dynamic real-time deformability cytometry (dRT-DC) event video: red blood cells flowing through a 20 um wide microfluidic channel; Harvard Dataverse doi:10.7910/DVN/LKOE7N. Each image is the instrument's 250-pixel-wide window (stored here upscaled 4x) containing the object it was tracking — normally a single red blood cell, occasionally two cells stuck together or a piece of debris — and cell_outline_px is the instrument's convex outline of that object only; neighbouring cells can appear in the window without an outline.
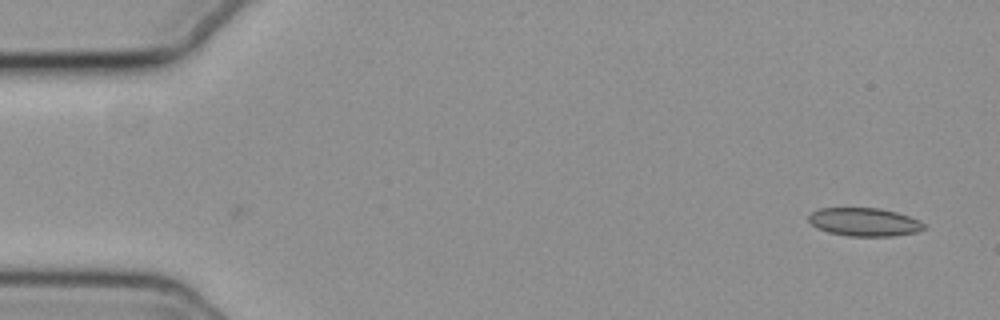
{"species": "common noctule bat (a hibernating species)", "species_latin": "Nyctalus noctula", "temperature_condition": "cold", "stored_images_in_passage": 8, "camera_frame_rate_fps": 3000, "um_per_image_px": 0.085, "animal": {"sex": "female", "body_mass_g": 19.3, "forearm_length_mm": 54.1}, "frame": {"image": 1, "passage_image": 8, "time_ms": 2.333, "image_size_px": [1000, 320], "cell_outline_px": [[924, 228], [916, 232], [892, 236], [848, 236], [828, 232], [812, 224], [808, 220], [808, 216], [812, 212], [820, 208], [880, 208], [896, 212], [920, 220], [924, 224]], "centroid_in_image_um": [73.47, 18.87], "position_along_channel_um": 11.5, "area_um2": 18.84}}